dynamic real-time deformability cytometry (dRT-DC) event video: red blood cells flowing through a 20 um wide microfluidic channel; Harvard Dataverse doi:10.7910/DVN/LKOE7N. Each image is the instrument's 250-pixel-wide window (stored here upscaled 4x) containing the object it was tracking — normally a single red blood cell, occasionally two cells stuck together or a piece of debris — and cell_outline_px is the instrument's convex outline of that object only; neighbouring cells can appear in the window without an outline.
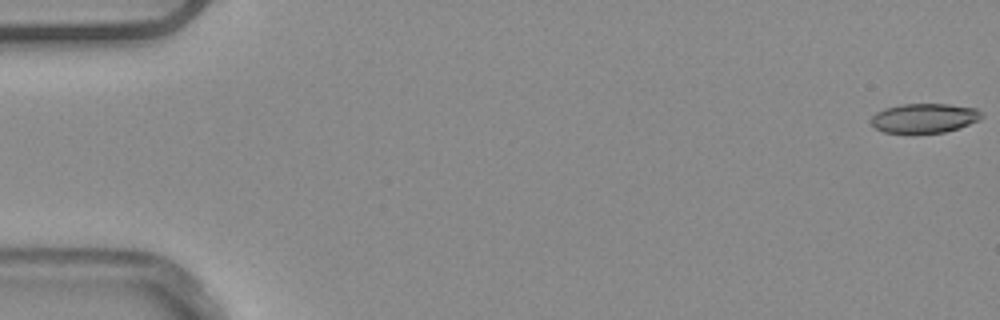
{"species": "common noctule bat (a hibernating species)", "species_latin": "Nyctalus noctula", "temperature_condition": "warm", "stored_images_in_passage": 53, "camera_frame_rate_fps": 3000, "um_per_image_px": 0.085, "animal": {"sex": "male", "body_mass_g": 20.4}, "frame": {"image": 1, "passage_image": 1, "time_ms": 0.0, "image_size_px": [1000, 320], "cell_outline_px": [[984, 116], [980, 120], [960, 128], [944, 132], [912, 136], [884, 132], [876, 128], [872, 124], [872, 116], [876, 112], [884, 108], [900, 104], [948, 104], [976, 108]], "centroid_in_image_um": [78.56, 10.08], "position_along_channel_um": 6.4, "area_um2": 19.71}}
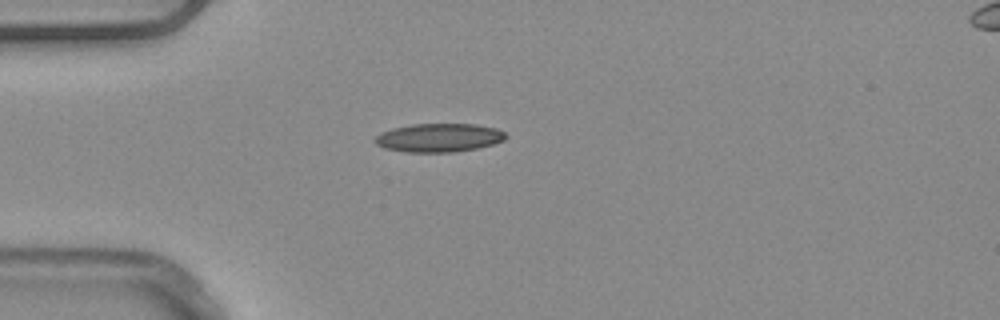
{"frame": {"image": 2, "passage_image": 15, "time_ms": 4.667, "image_size_px": [1000, 320], "cell_outline_px": [[508, 136], [504, 140], [492, 144], [476, 148], [452, 152], [408, 152], [384, 148], [376, 144], [372, 140], [380, 132], [392, 128], [412, 124], [476, 124], [496, 128], [504, 132]], "centroid_in_image_um": [37.28, 11.7], "position_along_channel_um": 47.7, "area_um2": 21.79}}
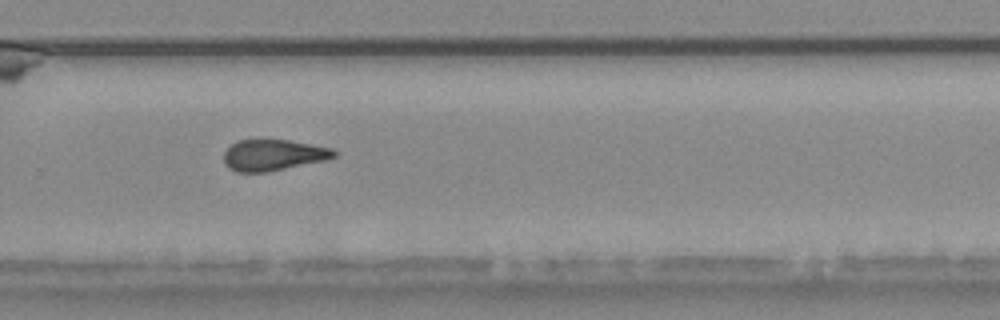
{"frame": {"image": 3, "passage_image": 36, "time_ms": 11.667, "image_size_px": [1000, 320], "cell_outline_px": [[336, 156], [324, 160], [264, 172], [236, 172], [228, 168], [224, 164], [224, 152], [232, 144], [240, 140], [288, 140], [332, 148], [336, 152]], "centroid_in_image_um": [23.19, 13.18], "position_along_channel_um": 306.6, "area_um2": 19.65}, "authors_computed_cell_mechanics": {"area_um2": 20.4612, "velocity_mm_per_s": 3.9205, "shape_relaxation_time_tau1_ms": null, "shape_relaxation_time_tau2_ms": 3.2546, "deformation_change_tau1": null, "deformation_change_tau2": 0.1184}}